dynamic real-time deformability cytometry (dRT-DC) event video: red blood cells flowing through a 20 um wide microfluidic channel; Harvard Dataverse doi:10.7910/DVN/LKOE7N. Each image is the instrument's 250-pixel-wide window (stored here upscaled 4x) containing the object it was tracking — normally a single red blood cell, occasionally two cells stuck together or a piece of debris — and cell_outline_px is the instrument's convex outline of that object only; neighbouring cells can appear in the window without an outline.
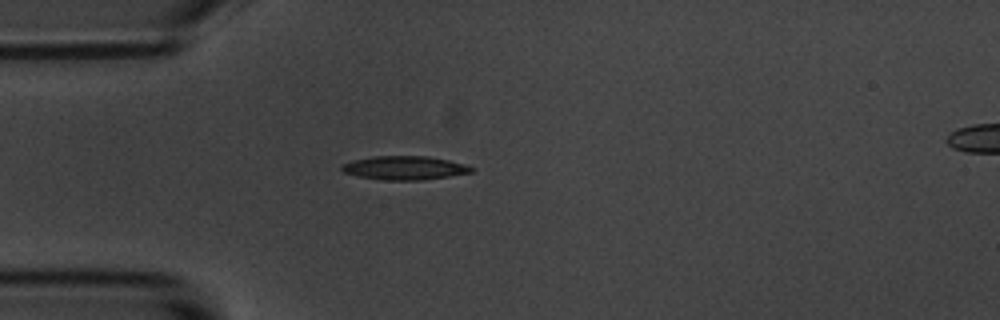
{"species": "common noctule bat (a hibernating species)", "species_latin": "Nyctalus noctula", "temperature_condition": "room temperature", "stored_images_in_passage": 1, "camera_frame_rate_fps": 3000, "um_per_image_px": 0.085, "animal": {"sex": "male", "body_mass_g": 20.1, "forearm_length_mm": 53.5}, "frame": {"image": 1, "passage_image": 1, "time_ms": 0.0, "image_size_px": [1000, 320], "cell_outline_px": [[472, 172], [448, 176], [420, 180], [384, 180], [360, 176], [344, 172], [340, 168], [340, 164], [352, 160], [372, 156], [428, 156], [448, 160], [464, 164], [472, 168]], "centroid_in_image_um": [34.33, 14.26], "position_along_channel_um": 50.7, "area_um2": 17.74}}